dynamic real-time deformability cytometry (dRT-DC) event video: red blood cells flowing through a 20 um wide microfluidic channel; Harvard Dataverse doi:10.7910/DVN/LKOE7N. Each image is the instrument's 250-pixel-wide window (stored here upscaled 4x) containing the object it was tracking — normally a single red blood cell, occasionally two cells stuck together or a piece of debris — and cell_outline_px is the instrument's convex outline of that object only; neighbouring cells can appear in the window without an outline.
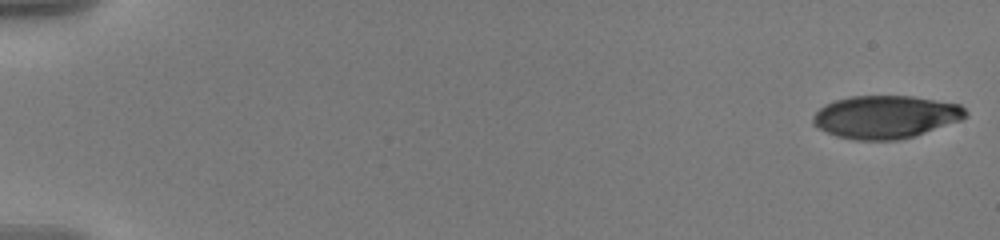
{"species": "human", "species_latin": "Homo sapiens", "temperature_condition": "warm", "stored_images_in_passage": 57, "camera_frame_rate_fps": 3000, "um_per_image_px": 0.085, "donor": {"sex": "male"}, "frame": {"image": 1, "passage_image": 1, "time_ms": 0.0, "image_size_px": [1000, 240], "cell_outline_px": [[968, 116], [960, 120], [900, 140], [856, 140], [836, 136], [816, 128], [812, 124], [812, 116], [824, 104], [836, 100], [852, 96], [912, 96], [960, 104], [968, 112]], "centroid_in_image_um": [75.24, 9.93], "position_along_channel_um": 9.8, "area_um2": 38.09}}
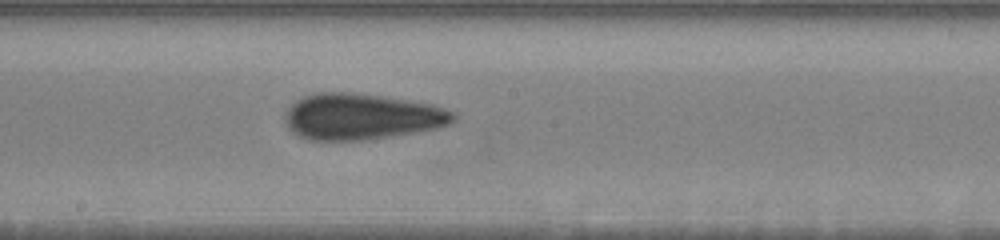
{"frame": {"image": 2, "passage_image": 33, "time_ms": 10.667, "image_size_px": [1000, 240], "cell_outline_px": [[456, 120], [452, 124], [440, 128], [416, 132], [360, 140], [308, 140], [296, 136], [288, 128], [284, 120], [284, 116], [288, 108], [296, 100], [304, 96], [320, 92], [348, 92], [380, 96], [408, 100], [432, 104], [456, 112]], "centroid_in_image_um": [30.74, 9.91], "position_along_channel_um": 217.5, "area_um2": 45.43}}
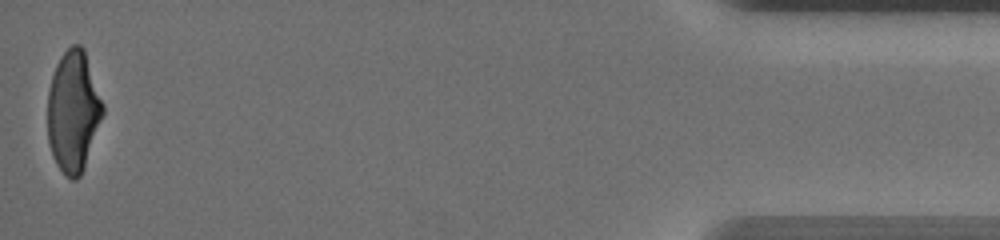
{"frame": {"image": 3, "passage_image": 57, "time_ms": 18.667, "image_size_px": [1000, 240], "cell_outline_px": [[104, 112], [84, 168], [80, 176], [76, 180], [72, 180], [56, 164], [52, 156], [48, 144], [48, 92], [52, 76], [56, 64], [60, 56], [72, 44], [80, 44], [84, 48], [104, 104]], "centroid_in_image_um": [6.23, 9.45], "position_along_channel_um": 429.0, "area_um2": 39.02}, "authors_computed_cell_mechanics": {"area_um2": 41.6738, "velocity_mm_per_s": 3.5937, "shape_relaxation_time_tau1_ms": 8.3854, "shape_relaxation_time_tau2_ms": 1.8249, "deformation_change_tau1": 0.2501, "deformation_change_tau2": 0.0867}}